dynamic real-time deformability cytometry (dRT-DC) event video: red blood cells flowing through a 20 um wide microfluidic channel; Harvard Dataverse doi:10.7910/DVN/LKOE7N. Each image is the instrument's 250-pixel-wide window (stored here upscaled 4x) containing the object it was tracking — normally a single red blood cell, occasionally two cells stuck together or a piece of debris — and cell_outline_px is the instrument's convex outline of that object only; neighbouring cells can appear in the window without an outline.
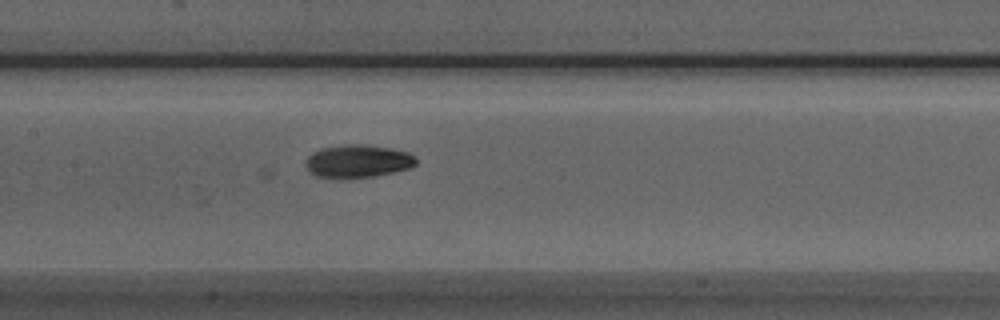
{"species": "Egyptian fruit bat (a non-hibernating species)", "species_latin": "Rousettus aegyptiacus", "temperature_condition": "room temperature", "stored_images_in_passage": 37, "camera_frame_rate_fps": 3000, "um_per_image_px": 0.085, "animal": {"sex": "male"}, "frame": {"image": 1, "passage_image": 11, "time_ms": 3.333, "image_size_px": [1000, 320], "cell_outline_px": [[416, 164], [408, 168], [376, 176], [348, 180], [316, 176], [304, 164], [308, 156], [312, 152], [320, 148], [344, 144], [360, 144], [392, 148], [408, 152], [416, 156]], "centroid_in_image_um": [30.4, 13.71], "position_along_channel_um": 177.0, "area_um2": 21.56}}
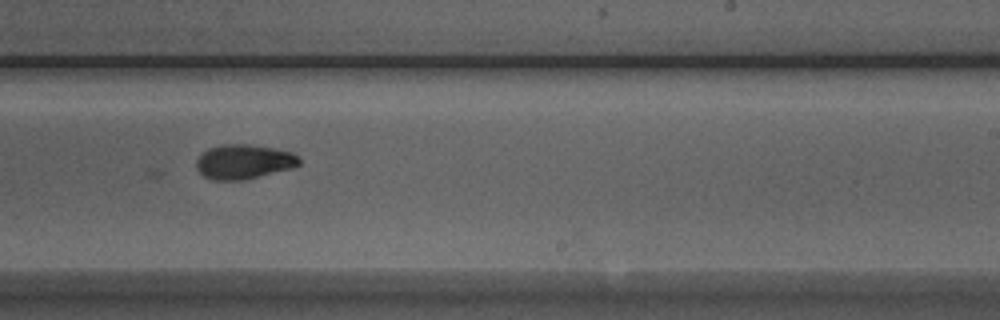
{"frame": {"image": 2, "passage_image": 18, "time_ms": 5.667, "image_size_px": [1000, 320], "cell_outline_px": [[300, 164], [292, 168], [244, 180], [212, 180], [204, 176], [196, 168], [196, 160], [208, 148], [224, 144], [248, 144], [272, 148], [292, 152], [300, 160]], "centroid_in_image_um": [20.71, 13.75], "position_along_channel_um": 268.3, "area_um2": 20.58}}
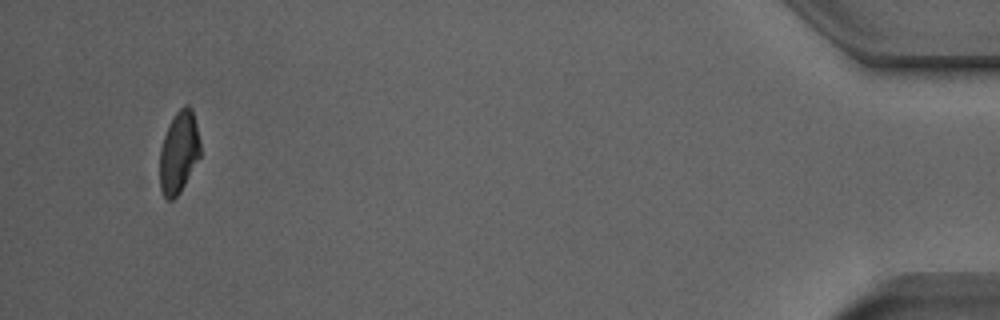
{"frame": {"image": 3, "passage_image": 36, "time_ms": 11.667, "image_size_px": [1000, 320], "cell_outline_px": [[200, 156], [180, 192], [172, 200], [168, 200], [164, 196], [160, 188], [160, 148], [168, 124], [176, 112], [184, 104], [188, 104], [192, 108], [200, 140]], "centroid_in_image_um": [15.2, 12.91], "position_along_channel_um": 420.0, "area_um2": 19.36}}